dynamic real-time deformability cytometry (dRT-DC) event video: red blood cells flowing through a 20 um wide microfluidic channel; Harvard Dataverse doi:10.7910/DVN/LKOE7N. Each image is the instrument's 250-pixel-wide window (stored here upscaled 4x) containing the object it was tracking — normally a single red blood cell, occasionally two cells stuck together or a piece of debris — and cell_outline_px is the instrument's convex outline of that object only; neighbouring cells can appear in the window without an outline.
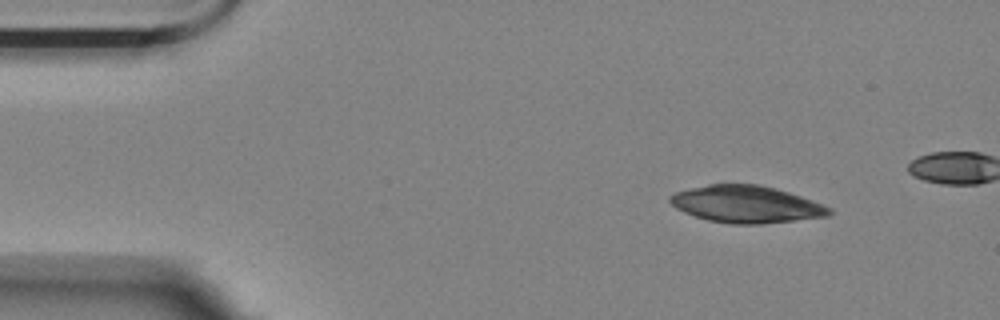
{"species": "Egyptian fruit bat (a non-hibernating species)", "species_latin": "Rousettus aegyptiacus", "temperature_condition": "room temperature", "stored_images_in_passage": 4, "camera_frame_rate_fps": 3000, "um_per_image_px": 0.085, "animal": {"sex": "female"}, "frame": {"image": 1, "passage_image": 1, "time_ms": 0.0, "image_size_px": [1000, 320], "cell_outline_px": [[832, 212], [828, 216], [760, 224], [732, 224], [708, 220], [684, 212], [676, 208], [668, 200], [668, 196], [676, 192], [708, 184], [760, 184], [776, 188], [812, 200], [832, 208]], "centroid_in_image_um": [63.43, 17.36], "position_along_channel_um": 21.6, "area_um2": 34.22}}